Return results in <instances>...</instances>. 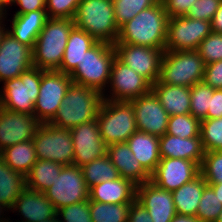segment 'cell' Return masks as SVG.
Wrapping results in <instances>:
<instances>
[{"instance_id":"1","label":"cell","mask_w":222,"mask_h":222,"mask_svg":"<svg viewBox=\"0 0 222 222\" xmlns=\"http://www.w3.org/2000/svg\"><path fill=\"white\" fill-rule=\"evenodd\" d=\"M168 19L164 4L158 2L123 24L115 44H134L165 51Z\"/></svg>"},{"instance_id":"2","label":"cell","mask_w":222,"mask_h":222,"mask_svg":"<svg viewBox=\"0 0 222 222\" xmlns=\"http://www.w3.org/2000/svg\"><path fill=\"white\" fill-rule=\"evenodd\" d=\"M103 94L95 89L71 83L51 125L71 129L97 118Z\"/></svg>"},{"instance_id":"3","label":"cell","mask_w":222,"mask_h":222,"mask_svg":"<svg viewBox=\"0 0 222 222\" xmlns=\"http://www.w3.org/2000/svg\"><path fill=\"white\" fill-rule=\"evenodd\" d=\"M74 26L73 19L48 18L32 49L33 66L42 70H58Z\"/></svg>"},{"instance_id":"4","label":"cell","mask_w":222,"mask_h":222,"mask_svg":"<svg viewBox=\"0 0 222 222\" xmlns=\"http://www.w3.org/2000/svg\"><path fill=\"white\" fill-rule=\"evenodd\" d=\"M73 20L96 41L114 45L118 39L113 0H81Z\"/></svg>"},{"instance_id":"5","label":"cell","mask_w":222,"mask_h":222,"mask_svg":"<svg viewBox=\"0 0 222 222\" xmlns=\"http://www.w3.org/2000/svg\"><path fill=\"white\" fill-rule=\"evenodd\" d=\"M115 57L112 44L97 41L85 52L80 64L70 74L72 82L103 94L109 85L111 66Z\"/></svg>"},{"instance_id":"6","label":"cell","mask_w":222,"mask_h":222,"mask_svg":"<svg viewBox=\"0 0 222 222\" xmlns=\"http://www.w3.org/2000/svg\"><path fill=\"white\" fill-rule=\"evenodd\" d=\"M205 63L197 50L164 51L156 83L192 87L203 82Z\"/></svg>"},{"instance_id":"7","label":"cell","mask_w":222,"mask_h":222,"mask_svg":"<svg viewBox=\"0 0 222 222\" xmlns=\"http://www.w3.org/2000/svg\"><path fill=\"white\" fill-rule=\"evenodd\" d=\"M96 119L107 146L126 142L137 131L135 111L130 101L103 99Z\"/></svg>"},{"instance_id":"8","label":"cell","mask_w":222,"mask_h":222,"mask_svg":"<svg viewBox=\"0 0 222 222\" xmlns=\"http://www.w3.org/2000/svg\"><path fill=\"white\" fill-rule=\"evenodd\" d=\"M42 69L32 66L19 77L5 80L0 88V107L34 116Z\"/></svg>"},{"instance_id":"9","label":"cell","mask_w":222,"mask_h":222,"mask_svg":"<svg viewBox=\"0 0 222 222\" xmlns=\"http://www.w3.org/2000/svg\"><path fill=\"white\" fill-rule=\"evenodd\" d=\"M33 142L37 160H49L63 166L73 165L74 149L70 129L40 123Z\"/></svg>"},{"instance_id":"10","label":"cell","mask_w":222,"mask_h":222,"mask_svg":"<svg viewBox=\"0 0 222 222\" xmlns=\"http://www.w3.org/2000/svg\"><path fill=\"white\" fill-rule=\"evenodd\" d=\"M71 83L69 74L58 70H42L39 96L34 111V117L40 123H49L54 118Z\"/></svg>"},{"instance_id":"11","label":"cell","mask_w":222,"mask_h":222,"mask_svg":"<svg viewBox=\"0 0 222 222\" xmlns=\"http://www.w3.org/2000/svg\"><path fill=\"white\" fill-rule=\"evenodd\" d=\"M43 193L56 210L89 200V187L85 183L81 167L75 165L63 166L53 185Z\"/></svg>"},{"instance_id":"12","label":"cell","mask_w":222,"mask_h":222,"mask_svg":"<svg viewBox=\"0 0 222 222\" xmlns=\"http://www.w3.org/2000/svg\"><path fill=\"white\" fill-rule=\"evenodd\" d=\"M211 32L210 21L186 16L169 18L165 51L197 50L200 42Z\"/></svg>"},{"instance_id":"13","label":"cell","mask_w":222,"mask_h":222,"mask_svg":"<svg viewBox=\"0 0 222 222\" xmlns=\"http://www.w3.org/2000/svg\"><path fill=\"white\" fill-rule=\"evenodd\" d=\"M109 84L103 93V99L113 101H130L152 89V84L146 78L130 69L117 57L111 66Z\"/></svg>"},{"instance_id":"14","label":"cell","mask_w":222,"mask_h":222,"mask_svg":"<svg viewBox=\"0 0 222 222\" xmlns=\"http://www.w3.org/2000/svg\"><path fill=\"white\" fill-rule=\"evenodd\" d=\"M116 57L151 84L158 81L164 51L134 44H114Z\"/></svg>"},{"instance_id":"15","label":"cell","mask_w":222,"mask_h":222,"mask_svg":"<svg viewBox=\"0 0 222 222\" xmlns=\"http://www.w3.org/2000/svg\"><path fill=\"white\" fill-rule=\"evenodd\" d=\"M74 149L73 165L82 167L104 157L107 145L103 142L97 119L70 129Z\"/></svg>"},{"instance_id":"16","label":"cell","mask_w":222,"mask_h":222,"mask_svg":"<svg viewBox=\"0 0 222 222\" xmlns=\"http://www.w3.org/2000/svg\"><path fill=\"white\" fill-rule=\"evenodd\" d=\"M130 102L134 107L138 131L158 137L167 132L169 114L162 107L158 97L152 90L147 94L130 100Z\"/></svg>"},{"instance_id":"17","label":"cell","mask_w":222,"mask_h":222,"mask_svg":"<svg viewBox=\"0 0 222 222\" xmlns=\"http://www.w3.org/2000/svg\"><path fill=\"white\" fill-rule=\"evenodd\" d=\"M200 174V166L193 161L180 158H161L151 182L158 187L173 192Z\"/></svg>"},{"instance_id":"18","label":"cell","mask_w":222,"mask_h":222,"mask_svg":"<svg viewBox=\"0 0 222 222\" xmlns=\"http://www.w3.org/2000/svg\"><path fill=\"white\" fill-rule=\"evenodd\" d=\"M32 66V49L6 31L0 42V82L17 78Z\"/></svg>"},{"instance_id":"19","label":"cell","mask_w":222,"mask_h":222,"mask_svg":"<svg viewBox=\"0 0 222 222\" xmlns=\"http://www.w3.org/2000/svg\"><path fill=\"white\" fill-rule=\"evenodd\" d=\"M39 124L33 115L0 107V151L19 142L33 140Z\"/></svg>"},{"instance_id":"20","label":"cell","mask_w":222,"mask_h":222,"mask_svg":"<svg viewBox=\"0 0 222 222\" xmlns=\"http://www.w3.org/2000/svg\"><path fill=\"white\" fill-rule=\"evenodd\" d=\"M136 200L148 210L152 222H171L177 214L172 193L151 181L137 186Z\"/></svg>"},{"instance_id":"21","label":"cell","mask_w":222,"mask_h":222,"mask_svg":"<svg viewBox=\"0 0 222 222\" xmlns=\"http://www.w3.org/2000/svg\"><path fill=\"white\" fill-rule=\"evenodd\" d=\"M23 219L16 222H40L56 216L57 210L43 192L25 188L16 198L14 206L10 209Z\"/></svg>"},{"instance_id":"22","label":"cell","mask_w":222,"mask_h":222,"mask_svg":"<svg viewBox=\"0 0 222 222\" xmlns=\"http://www.w3.org/2000/svg\"><path fill=\"white\" fill-rule=\"evenodd\" d=\"M106 155L111 159L120 177L132 181L137 186L151 180V175L134 157L127 142L108 145Z\"/></svg>"},{"instance_id":"23","label":"cell","mask_w":222,"mask_h":222,"mask_svg":"<svg viewBox=\"0 0 222 222\" xmlns=\"http://www.w3.org/2000/svg\"><path fill=\"white\" fill-rule=\"evenodd\" d=\"M161 158H180L202 164L204 149L201 137L180 138L165 133L159 137Z\"/></svg>"},{"instance_id":"24","label":"cell","mask_w":222,"mask_h":222,"mask_svg":"<svg viewBox=\"0 0 222 222\" xmlns=\"http://www.w3.org/2000/svg\"><path fill=\"white\" fill-rule=\"evenodd\" d=\"M137 185L119 177L92 186L89 189V201L121 204L132 203L136 199Z\"/></svg>"},{"instance_id":"25","label":"cell","mask_w":222,"mask_h":222,"mask_svg":"<svg viewBox=\"0 0 222 222\" xmlns=\"http://www.w3.org/2000/svg\"><path fill=\"white\" fill-rule=\"evenodd\" d=\"M11 27H7L10 33L19 42L34 48L39 33L48 19L46 10H36L25 14H13Z\"/></svg>"},{"instance_id":"26","label":"cell","mask_w":222,"mask_h":222,"mask_svg":"<svg viewBox=\"0 0 222 222\" xmlns=\"http://www.w3.org/2000/svg\"><path fill=\"white\" fill-rule=\"evenodd\" d=\"M126 142L134 157L151 175L161 160L159 137L137 130Z\"/></svg>"},{"instance_id":"27","label":"cell","mask_w":222,"mask_h":222,"mask_svg":"<svg viewBox=\"0 0 222 222\" xmlns=\"http://www.w3.org/2000/svg\"><path fill=\"white\" fill-rule=\"evenodd\" d=\"M151 90L169 116L190 114V87L154 83Z\"/></svg>"},{"instance_id":"28","label":"cell","mask_w":222,"mask_h":222,"mask_svg":"<svg viewBox=\"0 0 222 222\" xmlns=\"http://www.w3.org/2000/svg\"><path fill=\"white\" fill-rule=\"evenodd\" d=\"M97 41L86 31L74 26L70 31L63 59L58 71L71 74L80 64L85 52Z\"/></svg>"},{"instance_id":"29","label":"cell","mask_w":222,"mask_h":222,"mask_svg":"<svg viewBox=\"0 0 222 222\" xmlns=\"http://www.w3.org/2000/svg\"><path fill=\"white\" fill-rule=\"evenodd\" d=\"M207 182L201 174L171 192L178 215L196 216L202 192Z\"/></svg>"},{"instance_id":"30","label":"cell","mask_w":222,"mask_h":222,"mask_svg":"<svg viewBox=\"0 0 222 222\" xmlns=\"http://www.w3.org/2000/svg\"><path fill=\"white\" fill-rule=\"evenodd\" d=\"M0 156L6 165L12 170L20 172L25 177L29 174L32 166L37 162L33 140L19 142L0 151Z\"/></svg>"},{"instance_id":"31","label":"cell","mask_w":222,"mask_h":222,"mask_svg":"<svg viewBox=\"0 0 222 222\" xmlns=\"http://www.w3.org/2000/svg\"><path fill=\"white\" fill-rule=\"evenodd\" d=\"M25 188L26 177L12 170L0 156V203L11 209Z\"/></svg>"},{"instance_id":"32","label":"cell","mask_w":222,"mask_h":222,"mask_svg":"<svg viewBox=\"0 0 222 222\" xmlns=\"http://www.w3.org/2000/svg\"><path fill=\"white\" fill-rule=\"evenodd\" d=\"M62 168L63 165L53 161L37 160L26 176V187L31 190L44 192L53 185Z\"/></svg>"},{"instance_id":"33","label":"cell","mask_w":222,"mask_h":222,"mask_svg":"<svg viewBox=\"0 0 222 222\" xmlns=\"http://www.w3.org/2000/svg\"><path fill=\"white\" fill-rule=\"evenodd\" d=\"M83 178L89 189L99 183L116 180L119 173L111 159L105 155L81 167Z\"/></svg>"},{"instance_id":"34","label":"cell","mask_w":222,"mask_h":222,"mask_svg":"<svg viewBox=\"0 0 222 222\" xmlns=\"http://www.w3.org/2000/svg\"><path fill=\"white\" fill-rule=\"evenodd\" d=\"M131 203L109 204L89 201L93 222H127Z\"/></svg>"},{"instance_id":"35","label":"cell","mask_w":222,"mask_h":222,"mask_svg":"<svg viewBox=\"0 0 222 222\" xmlns=\"http://www.w3.org/2000/svg\"><path fill=\"white\" fill-rule=\"evenodd\" d=\"M201 121L191 114L172 115L168 119L167 134L180 138H192L200 136Z\"/></svg>"},{"instance_id":"36","label":"cell","mask_w":222,"mask_h":222,"mask_svg":"<svg viewBox=\"0 0 222 222\" xmlns=\"http://www.w3.org/2000/svg\"><path fill=\"white\" fill-rule=\"evenodd\" d=\"M214 89L204 82L196 83L190 88V114L200 121L207 119L210 99Z\"/></svg>"},{"instance_id":"37","label":"cell","mask_w":222,"mask_h":222,"mask_svg":"<svg viewBox=\"0 0 222 222\" xmlns=\"http://www.w3.org/2000/svg\"><path fill=\"white\" fill-rule=\"evenodd\" d=\"M200 137L204 152L222 151V117L201 120Z\"/></svg>"},{"instance_id":"38","label":"cell","mask_w":222,"mask_h":222,"mask_svg":"<svg viewBox=\"0 0 222 222\" xmlns=\"http://www.w3.org/2000/svg\"><path fill=\"white\" fill-rule=\"evenodd\" d=\"M157 3V0H113L117 26L120 28L140 11Z\"/></svg>"},{"instance_id":"39","label":"cell","mask_w":222,"mask_h":222,"mask_svg":"<svg viewBox=\"0 0 222 222\" xmlns=\"http://www.w3.org/2000/svg\"><path fill=\"white\" fill-rule=\"evenodd\" d=\"M221 211V202L217 198L212 187L207 184L202 192L196 217L200 222H216Z\"/></svg>"},{"instance_id":"40","label":"cell","mask_w":222,"mask_h":222,"mask_svg":"<svg viewBox=\"0 0 222 222\" xmlns=\"http://www.w3.org/2000/svg\"><path fill=\"white\" fill-rule=\"evenodd\" d=\"M200 174L207 184L222 182V151L205 152L200 166Z\"/></svg>"},{"instance_id":"41","label":"cell","mask_w":222,"mask_h":222,"mask_svg":"<svg viewBox=\"0 0 222 222\" xmlns=\"http://www.w3.org/2000/svg\"><path fill=\"white\" fill-rule=\"evenodd\" d=\"M205 65L222 60V33L211 32L197 49Z\"/></svg>"},{"instance_id":"42","label":"cell","mask_w":222,"mask_h":222,"mask_svg":"<svg viewBox=\"0 0 222 222\" xmlns=\"http://www.w3.org/2000/svg\"><path fill=\"white\" fill-rule=\"evenodd\" d=\"M56 215L60 222H93L89 200L60 208Z\"/></svg>"},{"instance_id":"43","label":"cell","mask_w":222,"mask_h":222,"mask_svg":"<svg viewBox=\"0 0 222 222\" xmlns=\"http://www.w3.org/2000/svg\"><path fill=\"white\" fill-rule=\"evenodd\" d=\"M81 0H45L48 18L73 19Z\"/></svg>"},{"instance_id":"44","label":"cell","mask_w":222,"mask_h":222,"mask_svg":"<svg viewBox=\"0 0 222 222\" xmlns=\"http://www.w3.org/2000/svg\"><path fill=\"white\" fill-rule=\"evenodd\" d=\"M221 2L222 0H196L185 16L211 22Z\"/></svg>"},{"instance_id":"45","label":"cell","mask_w":222,"mask_h":222,"mask_svg":"<svg viewBox=\"0 0 222 222\" xmlns=\"http://www.w3.org/2000/svg\"><path fill=\"white\" fill-rule=\"evenodd\" d=\"M203 82L213 89H222V60L205 65Z\"/></svg>"},{"instance_id":"46","label":"cell","mask_w":222,"mask_h":222,"mask_svg":"<svg viewBox=\"0 0 222 222\" xmlns=\"http://www.w3.org/2000/svg\"><path fill=\"white\" fill-rule=\"evenodd\" d=\"M196 0H165V6L168 18L185 16Z\"/></svg>"},{"instance_id":"47","label":"cell","mask_w":222,"mask_h":222,"mask_svg":"<svg viewBox=\"0 0 222 222\" xmlns=\"http://www.w3.org/2000/svg\"><path fill=\"white\" fill-rule=\"evenodd\" d=\"M148 210L136 199L131 203L127 222H152Z\"/></svg>"},{"instance_id":"48","label":"cell","mask_w":222,"mask_h":222,"mask_svg":"<svg viewBox=\"0 0 222 222\" xmlns=\"http://www.w3.org/2000/svg\"><path fill=\"white\" fill-rule=\"evenodd\" d=\"M19 6L15 14H25L36 10H45V0H12L11 6Z\"/></svg>"},{"instance_id":"49","label":"cell","mask_w":222,"mask_h":222,"mask_svg":"<svg viewBox=\"0 0 222 222\" xmlns=\"http://www.w3.org/2000/svg\"><path fill=\"white\" fill-rule=\"evenodd\" d=\"M222 117V89H214L210 107L207 112V119H217Z\"/></svg>"},{"instance_id":"50","label":"cell","mask_w":222,"mask_h":222,"mask_svg":"<svg viewBox=\"0 0 222 222\" xmlns=\"http://www.w3.org/2000/svg\"><path fill=\"white\" fill-rule=\"evenodd\" d=\"M212 32L222 33V2L211 21Z\"/></svg>"},{"instance_id":"51","label":"cell","mask_w":222,"mask_h":222,"mask_svg":"<svg viewBox=\"0 0 222 222\" xmlns=\"http://www.w3.org/2000/svg\"><path fill=\"white\" fill-rule=\"evenodd\" d=\"M171 222H200L196 216H185L176 214Z\"/></svg>"},{"instance_id":"52","label":"cell","mask_w":222,"mask_h":222,"mask_svg":"<svg viewBox=\"0 0 222 222\" xmlns=\"http://www.w3.org/2000/svg\"><path fill=\"white\" fill-rule=\"evenodd\" d=\"M7 15H8V13L0 14V42H1L3 35L7 31V28L5 25L6 24L5 20L7 19Z\"/></svg>"},{"instance_id":"53","label":"cell","mask_w":222,"mask_h":222,"mask_svg":"<svg viewBox=\"0 0 222 222\" xmlns=\"http://www.w3.org/2000/svg\"><path fill=\"white\" fill-rule=\"evenodd\" d=\"M212 187L213 191L215 192L217 198L222 204V182L216 184H208Z\"/></svg>"},{"instance_id":"54","label":"cell","mask_w":222,"mask_h":222,"mask_svg":"<svg viewBox=\"0 0 222 222\" xmlns=\"http://www.w3.org/2000/svg\"><path fill=\"white\" fill-rule=\"evenodd\" d=\"M12 4V0H0V14L7 13V9H9ZM8 7V8H7Z\"/></svg>"},{"instance_id":"55","label":"cell","mask_w":222,"mask_h":222,"mask_svg":"<svg viewBox=\"0 0 222 222\" xmlns=\"http://www.w3.org/2000/svg\"><path fill=\"white\" fill-rule=\"evenodd\" d=\"M8 210L10 211V209L8 207H6L4 204L0 203V222L7 219V217L6 218L4 217V215H5L4 212L5 211L9 212Z\"/></svg>"},{"instance_id":"56","label":"cell","mask_w":222,"mask_h":222,"mask_svg":"<svg viewBox=\"0 0 222 222\" xmlns=\"http://www.w3.org/2000/svg\"><path fill=\"white\" fill-rule=\"evenodd\" d=\"M40 222H60L57 215L51 219L45 220V221H40Z\"/></svg>"},{"instance_id":"57","label":"cell","mask_w":222,"mask_h":222,"mask_svg":"<svg viewBox=\"0 0 222 222\" xmlns=\"http://www.w3.org/2000/svg\"><path fill=\"white\" fill-rule=\"evenodd\" d=\"M216 222H222V211H221V213L218 215V218H217Z\"/></svg>"},{"instance_id":"58","label":"cell","mask_w":222,"mask_h":222,"mask_svg":"<svg viewBox=\"0 0 222 222\" xmlns=\"http://www.w3.org/2000/svg\"><path fill=\"white\" fill-rule=\"evenodd\" d=\"M2 222H13L12 220H10V218H7L6 220L2 221Z\"/></svg>"},{"instance_id":"59","label":"cell","mask_w":222,"mask_h":222,"mask_svg":"<svg viewBox=\"0 0 222 222\" xmlns=\"http://www.w3.org/2000/svg\"><path fill=\"white\" fill-rule=\"evenodd\" d=\"M157 1L163 3L165 0H157Z\"/></svg>"}]
</instances>
